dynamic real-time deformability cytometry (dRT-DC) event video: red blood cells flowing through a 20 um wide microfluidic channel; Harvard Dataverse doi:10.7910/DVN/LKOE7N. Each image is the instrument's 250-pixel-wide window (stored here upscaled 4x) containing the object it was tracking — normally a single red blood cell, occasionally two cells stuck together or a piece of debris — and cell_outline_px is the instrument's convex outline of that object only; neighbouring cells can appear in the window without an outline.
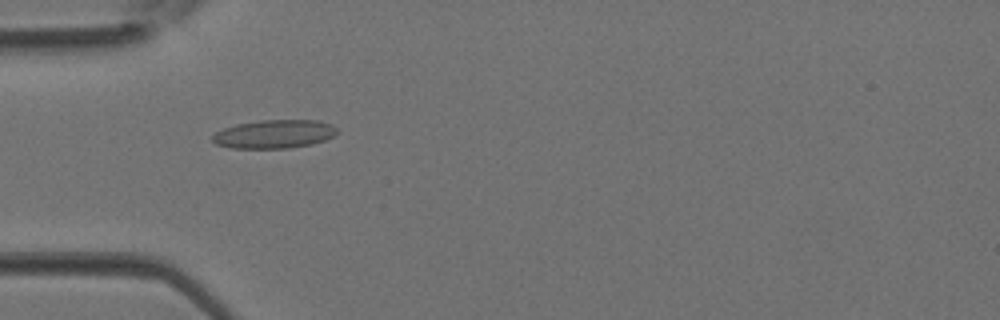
{"species": "Egyptian fruit bat (a non-hibernating species)", "species_latin": "Rousettus aegyptiacus", "temperature_condition": "room temperature", "stored_images_in_passage": 4, "camera_frame_rate_fps": 3000, "um_per_image_px": 0.085, "animal": {"sex": "female"}, "frame": {"image": 1, "passage_image": 4, "time_ms": 1.0, "image_size_px": [1000, 320], "cell_outline_px": [[340, 132], [324, 140], [312, 144], [288, 148], [232, 148], [216, 144], [212, 140], [212, 136], [216, 132], [224, 128], [236, 124], [260, 120], [320, 120], [332, 124]], "centroid_in_image_um": [23.33, 11.39], "position_along_channel_um": 61.7, "area_um2": 20.75}}